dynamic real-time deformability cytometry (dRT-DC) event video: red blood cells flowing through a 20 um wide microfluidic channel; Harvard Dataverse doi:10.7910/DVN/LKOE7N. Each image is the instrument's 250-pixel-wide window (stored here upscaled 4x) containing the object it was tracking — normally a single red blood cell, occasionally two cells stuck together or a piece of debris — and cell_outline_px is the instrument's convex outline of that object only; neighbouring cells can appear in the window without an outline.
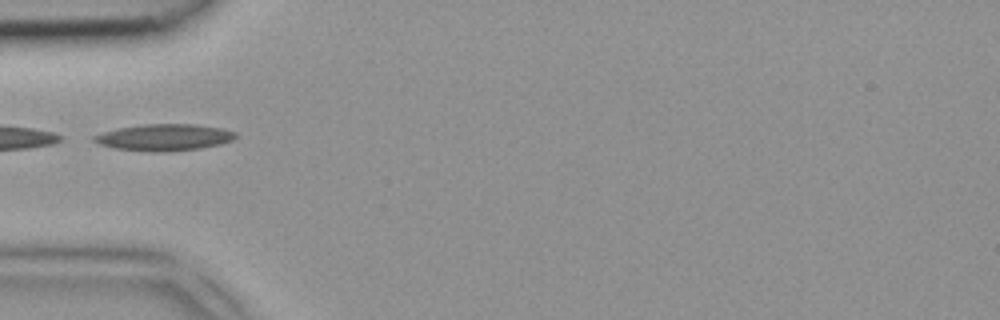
{"species": "common noctule bat (a hibernating species)", "species_latin": "Nyctalus noctula", "temperature_condition": "room temperature", "stored_images_in_passage": 2, "camera_frame_rate_fps": 3000, "um_per_image_px": 0.085, "animal": {"sex": "female", "body_mass_g": 18.4}, "frame": {"image": 1, "passage_image": 2, "time_ms": 0.333, "image_size_px": [1000, 320], "cell_outline_px": [[236, 136], [232, 140], [220, 144], [200, 148], [160, 152], [148, 152], [112, 148], [100, 144], [92, 140], [92, 136], [104, 132], [120, 128], [144, 124], [196, 124], [224, 128], [236, 132]], "centroid_in_image_um": [13.96, 11.67], "position_along_channel_um": 71.0, "area_um2": 21.96}}